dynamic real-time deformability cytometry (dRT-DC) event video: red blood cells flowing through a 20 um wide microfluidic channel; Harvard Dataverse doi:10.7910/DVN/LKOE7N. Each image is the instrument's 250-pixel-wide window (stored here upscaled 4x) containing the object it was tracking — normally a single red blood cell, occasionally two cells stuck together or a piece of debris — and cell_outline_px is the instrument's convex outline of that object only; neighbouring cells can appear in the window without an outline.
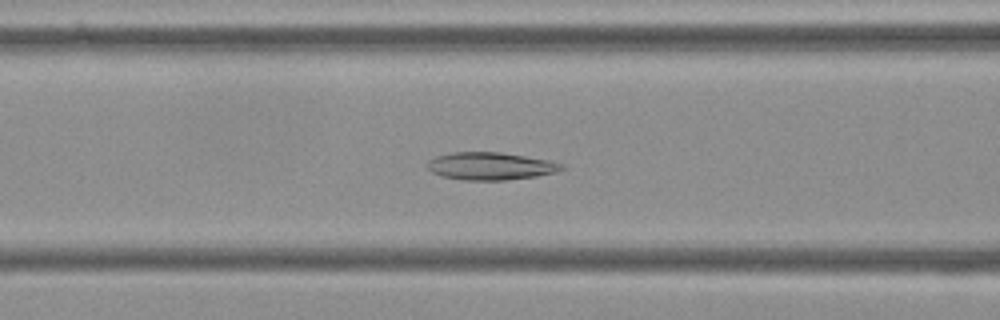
{"species": "Egyptian fruit bat (a non-hibernating species)", "species_latin": "Rousettus aegyptiacus", "temperature_condition": "cold", "stored_images_in_passage": 47, "camera_frame_rate_fps": 3000, "um_per_image_px": 0.085, "frame": {"image": 1, "passage_image": 22, "time_ms": 7.0, "image_size_px": [1000, 320], "cell_outline_px": [[564, 168], [556, 172], [536, 176], [504, 180], [464, 180], [440, 176], [432, 172], [428, 168], [428, 160], [436, 156], [452, 152], [500, 152], [548, 160], [564, 164]], "centroid_in_image_um": [41.67, 14.12], "position_along_channel_um": 124.9, "area_um2": 21.5}}
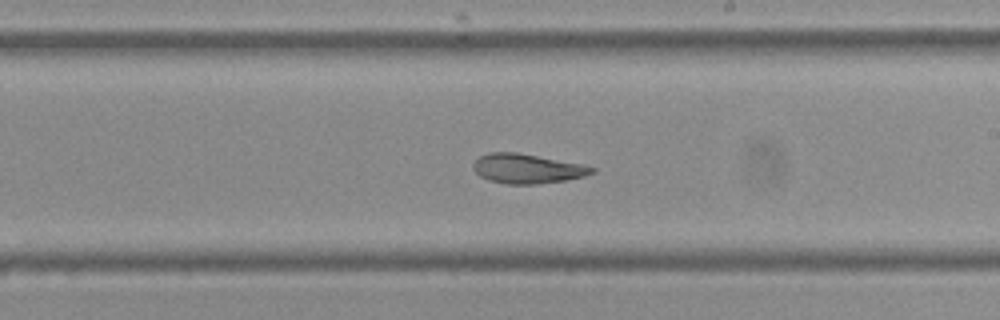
{"frame": {"image": 2, "passage_image": 32, "time_ms": 10.333, "image_size_px": [1000, 320], "cell_outline_px": [[596, 172], [584, 176], [564, 180], [536, 184], [508, 184], [488, 180], [480, 176], [472, 168], [472, 164], [480, 156], [488, 152], [516, 152], [584, 164], [596, 168]], "centroid_in_image_um": [44.81, 14.33], "position_along_channel_um": 244.2, "area_um2": 20.46}}
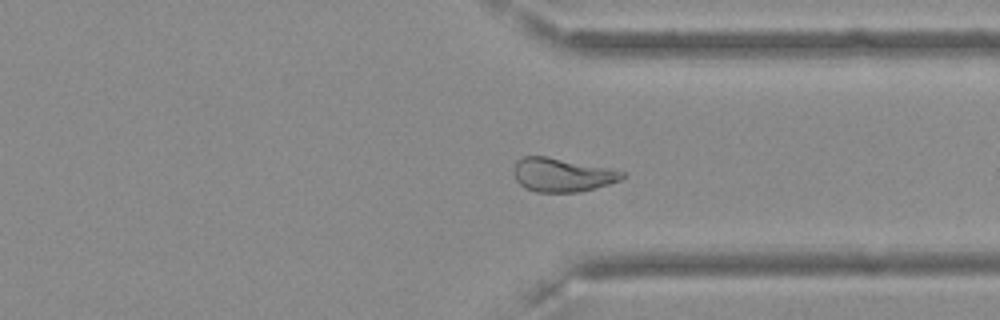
{"frame": {"image": 3, "passage_image": 42, "time_ms": 13.667, "image_size_px": [1000, 320], "cell_outline_px": [[628, 176], [620, 180], [608, 184], [580, 192], [536, 192], [524, 188], [516, 180], [512, 168], [516, 160], [524, 156], [544, 156], [608, 168], [628, 172]], "centroid_in_image_um": [47.77, 14.87], "position_along_channel_um": 363.6, "area_um2": 21.39}, "authors_computed_cell_mechanics": {"area_um2": 22.0218, "velocity_mm_per_s": 3.5787, "shape_relaxation_time_tau1_ms": null, "shape_relaxation_time_tau2_ms": 3.6311, "deformation_change_tau1": null, "deformation_change_tau2": 0.0776}}